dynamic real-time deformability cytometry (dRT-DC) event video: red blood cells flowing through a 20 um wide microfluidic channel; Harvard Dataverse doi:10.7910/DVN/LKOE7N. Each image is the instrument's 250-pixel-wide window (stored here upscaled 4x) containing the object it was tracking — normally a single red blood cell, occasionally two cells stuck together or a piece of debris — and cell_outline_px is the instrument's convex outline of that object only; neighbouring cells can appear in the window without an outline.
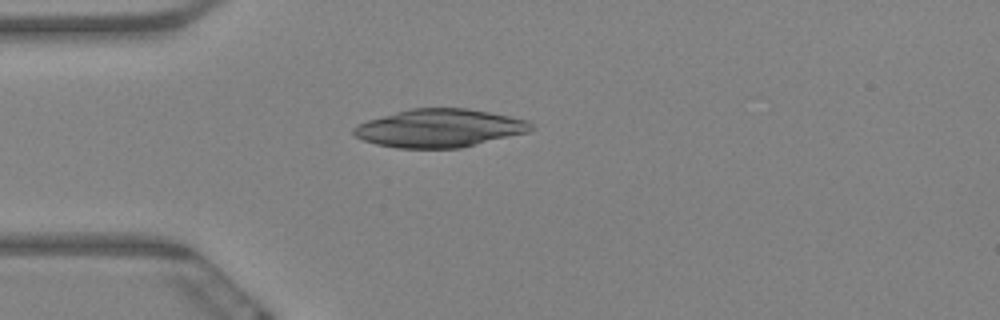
{"species": "Egyptian fruit bat (a non-hibernating species)", "species_latin": "Rousettus aegyptiacus", "temperature_condition": "warm", "stored_images_in_passage": 6, "camera_frame_rate_fps": 3000, "um_per_image_px": 0.085, "animal": {"sex": "female"}, "frame": {"image": 1, "passage_image": 6, "time_ms": 1.667, "image_size_px": [1000, 320], "cell_outline_px": [[536, 128], [528, 132], [460, 148], [396, 148], [376, 144], [364, 140], [356, 136], [352, 132], [352, 128], [356, 124], [368, 120], [396, 112], [412, 108], [468, 108], [528, 120]], "centroid_in_image_um": [37.35, 10.89], "position_along_channel_um": 47.6, "area_um2": 39.3}}